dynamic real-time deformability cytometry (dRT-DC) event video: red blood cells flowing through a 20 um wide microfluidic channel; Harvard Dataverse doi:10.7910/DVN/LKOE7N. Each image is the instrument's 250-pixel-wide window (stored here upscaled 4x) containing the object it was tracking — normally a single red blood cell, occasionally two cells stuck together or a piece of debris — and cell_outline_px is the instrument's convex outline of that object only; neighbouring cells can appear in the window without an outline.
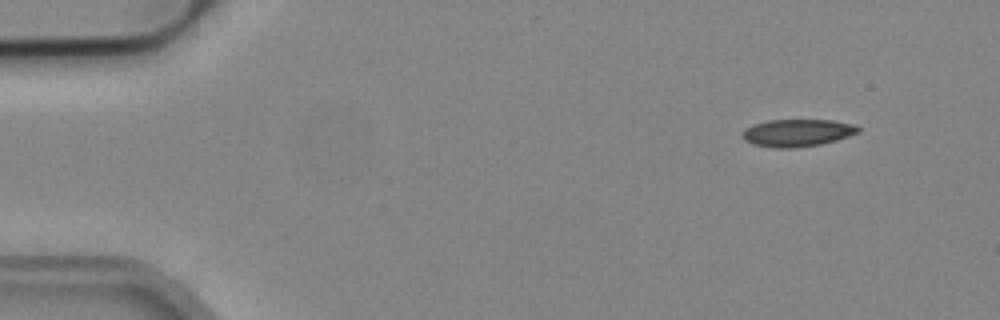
{"species": "common noctule bat (a hibernating species)", "species_latin": "Nyctalus noctula", "temperature_condition": "cold", "stored_images_in_passage": 3, "camera_frame_rate_fps": 3000, "um_per_image_px": 0.085, "animal": {"sex": "male", "body_mass_g": 19.2, "forearm_length_mm": 51.8}, "frame": {"image": 1, "passage_image": 1, "time_ms": 0.0, "image_size_px": [1000, 320], "cell_outline_px": [[860, 132], [836, 140], [820, 144], [788, 148], [776, 148], [752, 144], [744, 140], [744, 128], [752, 124], [768, 120], [832, 120], [856, 124], [860, 128]], "centroid_in_image_um": [67.78, 11.28], "position_along_channel_um": 17.2, "area_um2": 18.44}}
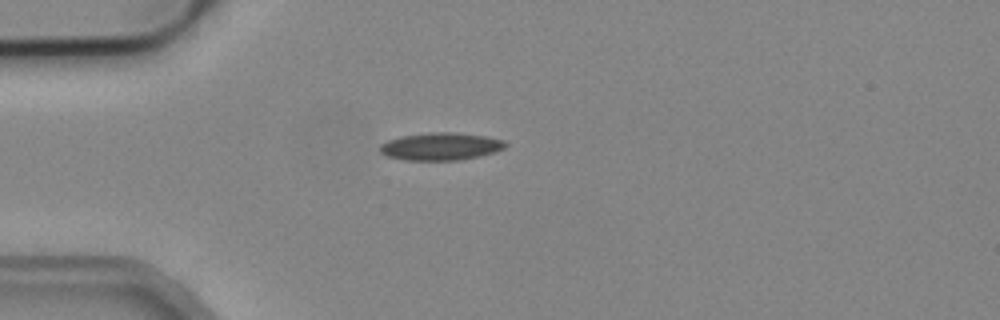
{"frame": {"image": 2, "passage_image": 3, "time_ms": 0.667, "image_size_px": [1000, 320], "cell_outline_px": [[508, 144], [504, 148], [496, 152], [480, 156], [460, 160], [404, 160], [388, 156], [380, 152], [380, 144], [388, 140], [400, 136], [432, 132], [452, 132], [488, 136], [504, 140]], "centroid_in_image_um": [37.49, 12.44], "position_along_channel_um": 47.5, "area_um2": 20.29}}